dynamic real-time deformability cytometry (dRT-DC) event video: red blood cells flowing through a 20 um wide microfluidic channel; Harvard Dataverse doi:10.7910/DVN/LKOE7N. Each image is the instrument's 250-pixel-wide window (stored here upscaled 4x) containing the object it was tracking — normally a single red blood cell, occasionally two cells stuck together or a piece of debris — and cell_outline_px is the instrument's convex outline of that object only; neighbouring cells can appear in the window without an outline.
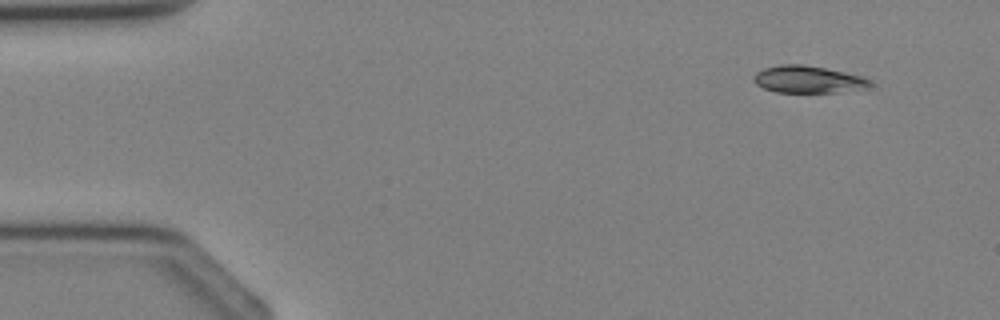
{"species": "Egyptian fruit bat (a non-hibernating species)", "species_latin": "Rousettus aegyptiacus", "temperature_condition": "cold", "stored_images_in_passage": 4, "camera_frame_rate_fps": 3000, "um_per_image_px": 0.085, "animal": {"sex": "female"}, "frame": {"image": 1, "passage_image": 1, "time_ms": 0.0, "image_size_px": [1000, 320], "cell_outline_px": [[872, 84], [836, 92], [776, 92], [764, 88], [756, 84], [752, 80], [752, 76], [756, 72], [764, 68], [780, 64], [804, 64], [864, 76]], "centroid_in_image_um": [68.56, 6.73], "position_along_channel_um": 16.4, "area_um2": 18.03}}